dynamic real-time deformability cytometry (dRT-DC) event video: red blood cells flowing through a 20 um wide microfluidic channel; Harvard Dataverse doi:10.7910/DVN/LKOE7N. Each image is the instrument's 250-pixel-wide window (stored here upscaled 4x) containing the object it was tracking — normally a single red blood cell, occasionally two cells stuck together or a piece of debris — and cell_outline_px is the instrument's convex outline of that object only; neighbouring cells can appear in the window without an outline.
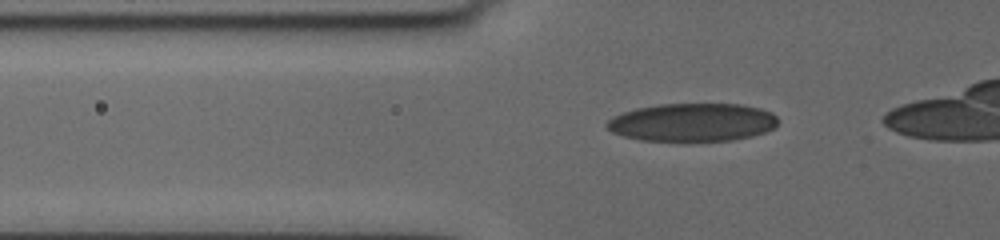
{"species": "human", "species_latin": "Homo sapiens", "temperature_condition": "cold", "stored_images_in_passage": 20, "segment_of_instrument_passage": [1, 2], "camera_frame_rate_fps": 3000, "um_per_image_px": 0.085, "donor": {"sex": "female"}, "frame": {"image": 1, "passage_image": 7, "time_ms": 2.333, "image_size_px": [1000, 240], "cell_outline_px": [[776, 128], [752, 136], [732, 140], [640, 140], [624, 136], [612, 132], [604, 124], [612, 116], [636, 108], [660, 104], [740, 104], [760, 108], [772, 112], [776, 116]], "centroid_in_image_um": [58.86, 10.38], "position_along_channel_um": 66.9, "area_um2": 37.86}}
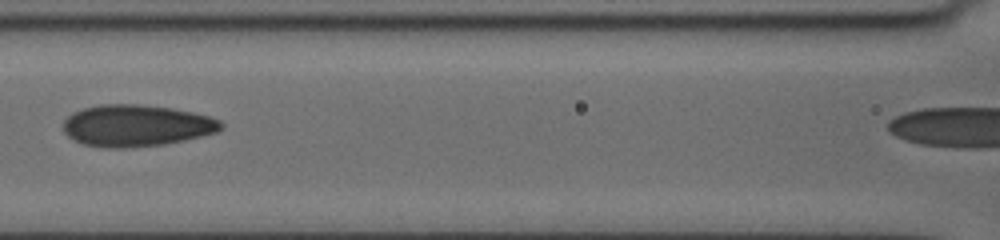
{"frame": {"image": 2, "passage_image": 13, "time_ms": 5.0, "image_size_px": [1000, 240], "cell_outline_px": [[224, 128], [216, 132], [184, 140], [164, 144], [124, 148], [108, 148], [84, 144], [72, 140], [64, 132], [64, 120], [72, 112], [84, 108], [100, 104], [136, 104], [172, 108], [192, 112], [208, 116], [220, 120], [224, 124]], "centroid_in_image_um": [11.58, 10.67], "position_along_channel_um": 155.0, "area_um2": 38.32}}
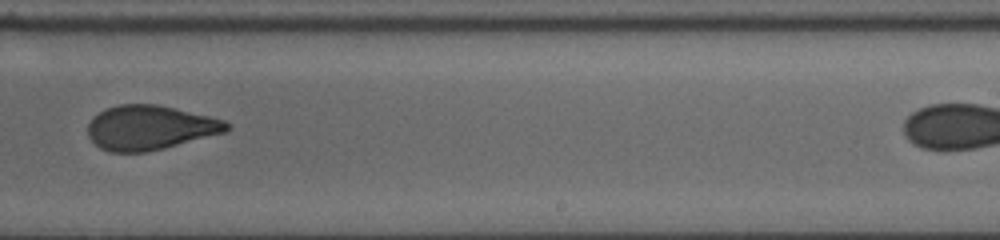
{"frame": {"image": 3, "passage_image": 19, "time_ms": 8.333, "image_size_px": [1000, 240], "cell_outline_px": [[232, 128], [224, 132], [164, 148], [144, 152], [112, 152], [100, 148], [88, 136], [88, 124], [92, 116], [108, 108], [120, 104], [156, 104], [208, 116], [224, 120]], "centroid_in_image_um": [12.71, 10.85], "position_along_channel_um": 276.3, "area_um2": 35.55}}